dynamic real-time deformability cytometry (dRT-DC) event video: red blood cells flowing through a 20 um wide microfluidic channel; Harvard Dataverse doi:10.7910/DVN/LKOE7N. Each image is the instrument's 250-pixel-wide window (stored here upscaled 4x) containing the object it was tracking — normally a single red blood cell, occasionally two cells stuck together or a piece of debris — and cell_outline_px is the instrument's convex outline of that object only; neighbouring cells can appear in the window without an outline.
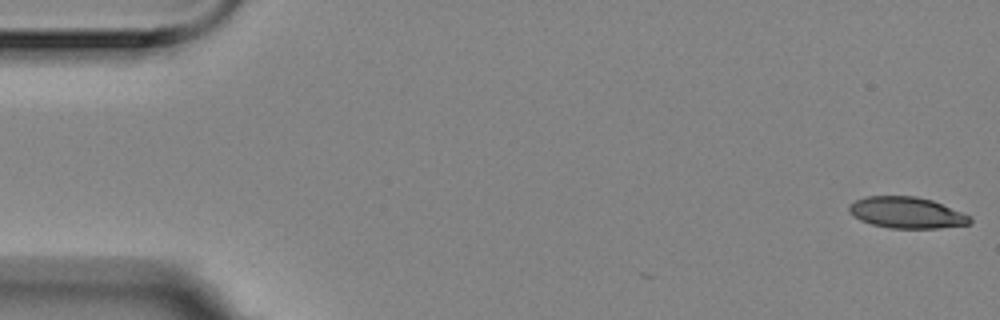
{"species": "Egyptian fruit bat (a non-hibernating species)", "species_latin": "Rousettus aegyptiacus", "temperature_condition": "room temperature", "stored_images_in_passage": 3, "camera_frame_rate_fps": 3000, "um_per_image_px": 0.085, "animal": {"sex": "female"}, "frame": {"image": 1, "passage_image": 1, "time_ms": 0.0, "image_size_px": [1000, 320], "cell_outline_px": [[972, 220], [968, 224], [936, 228], [888, 228], [872, 224], [860, 220], [848, 212], [848, 204], [856, 200], [868, 196], [916, 196], [932, 200], [972, 216]], "centroid_in_image_um": [77.05, 18.07], "position_along_channel_um": 8.0, "area_um2": 22.02}}